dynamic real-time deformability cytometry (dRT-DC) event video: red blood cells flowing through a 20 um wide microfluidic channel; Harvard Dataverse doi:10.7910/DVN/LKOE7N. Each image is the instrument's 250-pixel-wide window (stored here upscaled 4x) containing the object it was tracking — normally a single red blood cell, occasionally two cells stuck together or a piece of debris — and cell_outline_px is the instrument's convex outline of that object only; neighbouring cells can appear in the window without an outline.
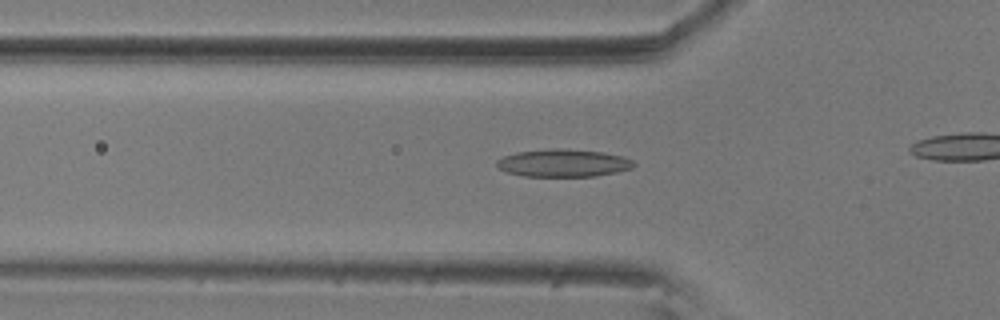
{"species": "common noctule bat (a hibernating species)", "species_latin": "Nyctalus noctula", "temperature_condition": "room temperature", "stored_images_in_passage": 32, "camera_frame_rate_fps": 3000, "um_per_image_px": 0.085, "animal": {"sex": "male", "body_mass_g": 20.5, "forearm_length_mm": 52.5}, "frame": {"image": 1, "passage_image": 6, "time_ms": 1.667, "image_size_px": [1000, 320], "cell_outline_px": [[636, 164], [632, 168], [616, 172], [596, 176], [524, 176], [508, 172], [500, 168], [496, 164], [496, 160], [504, 156], [516, 152], [548, 148], [560, 148], [600, 152], [624, 156], [632, 160]], "centroid_in_image_um": [47.88, 13.85], "position_along_channel_um": 77.9, "area_um2": 22.02}}
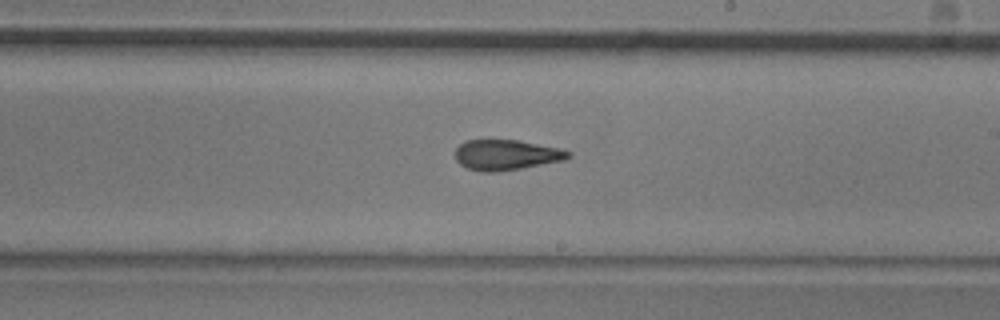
{"frame": {"image": 2, "passage_image": 20, "time_ms": 6.333, "image_size_px": [1000, 320], "cell_outline_px": [[572, 156], [564, 160], [520, 168], [496, 172], [480, 172], [468, 168], [460, 164], [456, 160], [456, 148], [464, 140], [520, 140], [560, 148], [572, 152]], "centroid_in_image_um": [43.04, 13.16], "position_along_channel_um": 246.0, "area_um2": 20.06}}
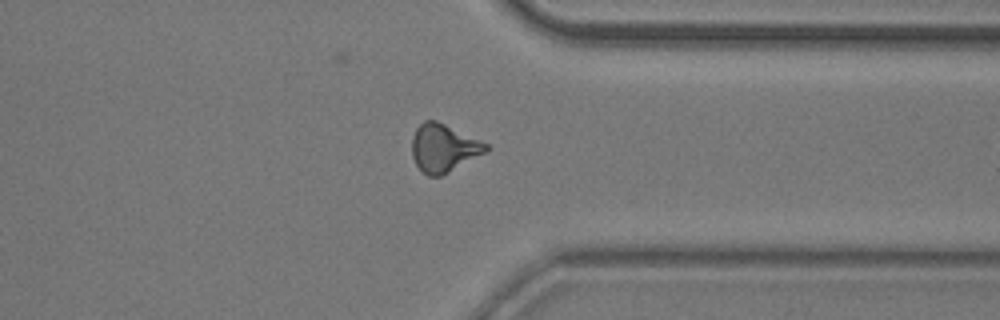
{"frame": {"image": 3, "passage_image": 31, "time_ms": 10.0, "image_size_px": [1000, 320], "cell_outline_px": [[488, 148], [484, 152], [448, 172], [440, 176], [428, 176], [416, 164], [412, 156], [412, 136], [416, 128], [424, 120], [436, 120], [488, 144]], "centroid_in_image_um": [37.65, 12.56], "position_along_channel_um": 373.7, "area_um2": 20.17}}